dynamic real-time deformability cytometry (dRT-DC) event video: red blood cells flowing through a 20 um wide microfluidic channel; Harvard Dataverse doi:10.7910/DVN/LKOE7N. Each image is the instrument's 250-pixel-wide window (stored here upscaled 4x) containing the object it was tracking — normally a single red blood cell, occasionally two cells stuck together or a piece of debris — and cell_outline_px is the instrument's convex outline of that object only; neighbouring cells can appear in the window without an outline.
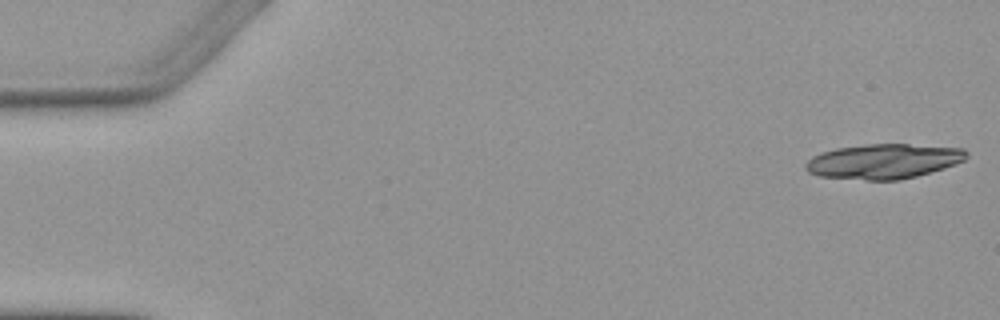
{"species": "Egyptian fruit bat (a non-hibernating species)", "species_latin": "Rousettus aegyptiacus", "temperature_condition": "warm", "stored_images_in_passage": 4, "camera_frame_rate_fps": 3000, "um_per_image_px": 0.085, "animal": {"sex": "female"}, "frame": {"image": 1, "passage_image": 1, "time_ms": 0.0, "image_size_px": [1000, 320], "cell_outline_px": [[968, 156], [964, 160], [956, 164], [944, 168], [916, 176], [900, 180], [868, 180], [820, 176], [808, 172], [804, 168], [804, 164], [812, 156], [820, 152], [836, 148], [864, 144], [908, 144], [964, 148], [968, 152]], "centroid_in_image_um": [75.1, 13.7], "position_along_channel_um": 9.9, "area_um2": 32.83}}
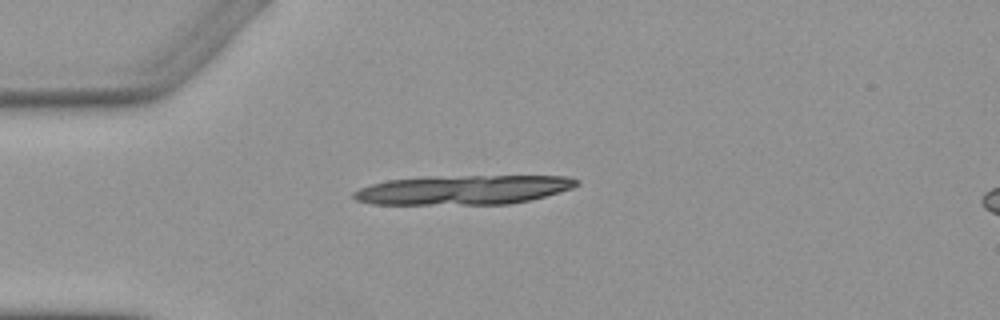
{"frame": {"image": 2, "passage_image": 4, "time_ms": 4.0, "image_size_px": [1000, 320], "cell_outline_px": [[580, 184], [572, 188], [544, 196], [528, 200], [508, 204], [372, 204], [356, 200], [352, 196], [352, 192], [360, 188], [372, 184], [388, 180], [420, 176], [568, 176], [580, 180]], "centroid_in_image_um": [39.36, 16.13], "position_along_channel_um": 45.6, "area_um2": 38.26}}